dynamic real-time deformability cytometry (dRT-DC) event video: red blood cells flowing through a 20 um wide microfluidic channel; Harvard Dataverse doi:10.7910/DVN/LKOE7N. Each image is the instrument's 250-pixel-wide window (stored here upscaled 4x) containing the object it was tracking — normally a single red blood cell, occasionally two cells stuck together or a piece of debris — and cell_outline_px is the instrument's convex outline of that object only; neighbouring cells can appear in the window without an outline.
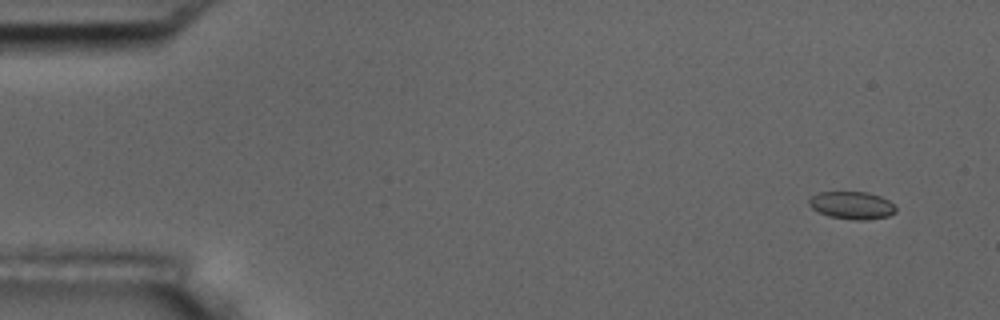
{"species": "common noctule bat (a hibernating species)", "species_latin": "Nyctalus noctula", "temperature_condition": "room temperature", "stored_images_in_passage": 4, "camera_frame_rate_fps": 3000, "um_per_image_px": 0.085, "animal": {"sex": "male", "body_mass_g": 17.5, "forearm_length_mm": 52.3}, "frame": {"image": 1, "passage_image": 1, "time_ms": 0.0, "image_size_px": [1000, 320], "cell_outline_px": [[896, 212], [888, 216], [868, 220], [852, 220], [828, 216], [812, 208], [808, 204], [808, 200], [812, 196], [820, 192], [868, 192], [880, 196], [888, 200], [896, 208]], "centroid_in_image_um": [72.41, 17.46], "position_along_channel_um": 12.6, "area_um2": 13.99}}
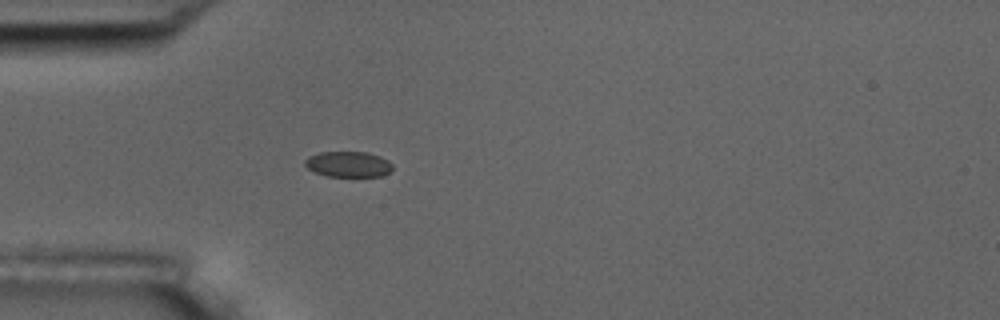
{"frame": {"image": 2, "passage_image": 4, "time_ms": 1.0, "image_size_px": [1000, 320], "cell_outline_px": [[392, 168], [388, 172], [380, 176], [328, 176], [316, 172], [308, 168], [304, 164], [304, 160], [308, 156], [320, 152], [368, 152], [380, 156], [388, 160], [392, 164]], "centroid_in_image_um": [29.59, 13.94], "position_along_channel_um": 55.4, "area_um2": 13.01}}